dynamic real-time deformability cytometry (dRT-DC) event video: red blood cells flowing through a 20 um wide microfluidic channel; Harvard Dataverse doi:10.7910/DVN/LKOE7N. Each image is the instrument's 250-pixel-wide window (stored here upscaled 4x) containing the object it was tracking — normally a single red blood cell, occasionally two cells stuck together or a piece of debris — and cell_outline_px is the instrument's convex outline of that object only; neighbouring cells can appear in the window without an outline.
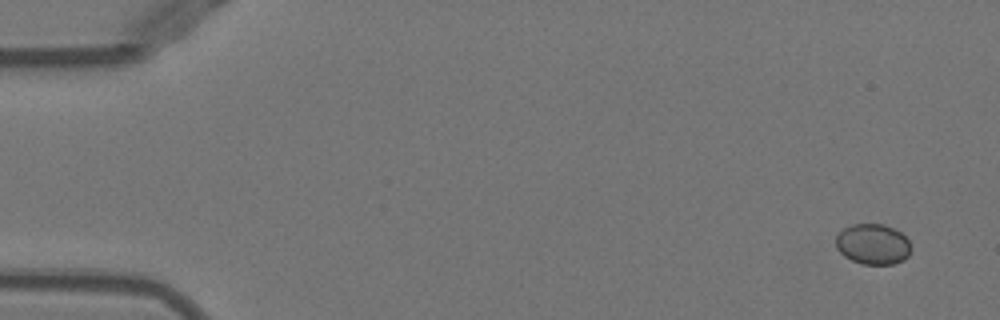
{"species": "Egyptian fruit bat (a non-hibernating species)", "species_latin": "Rousettus aegyptiacus", "temperature_condition": "warm", "stored_images_in_passage": 50, "camera_frame_rate_fps": 3000, "um_per_image_px": 0.085, "animal": {"sex": "female"}, "frame": {"image": 1, "passage_image": 1, "time_ms": 0.0, "image_size_px": [1000, 320], "cell_outline_px": [[912, 248], [908, 256], [904, 260], [892, 264], [860, 264], [844, 256], [836, 248], [836, 236], [844, 228], [852, 224], [884, 224], [900, 232], [908, 240]], "centroid_in_image_um": [74.2, 20.76], "position_along_channel_um": 10.8, "area_um2": 17.8}}
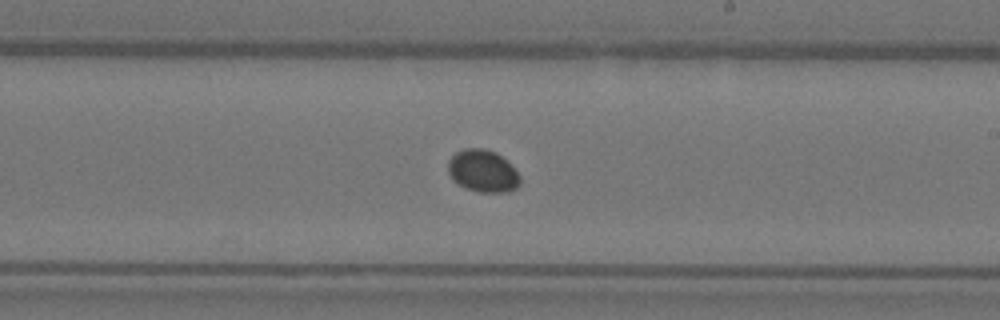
{"frame": {"image": 2, "passage_image": 29, "time_ms": 9.333, "image_size_px": [1000, 320], "cell_outline_px": [[520, 184], [516, 188], [508, 192], [480, 192], [464, 188], [452, 180], [448, 172], [448, 160], [456, 152], [464, 148], [484, 148], [496, 152], [520, 176]], "centroid_in_image_um": [41.0, 14.54], "position_along_channel_um": 248.0, "area_um2": 17.69}}
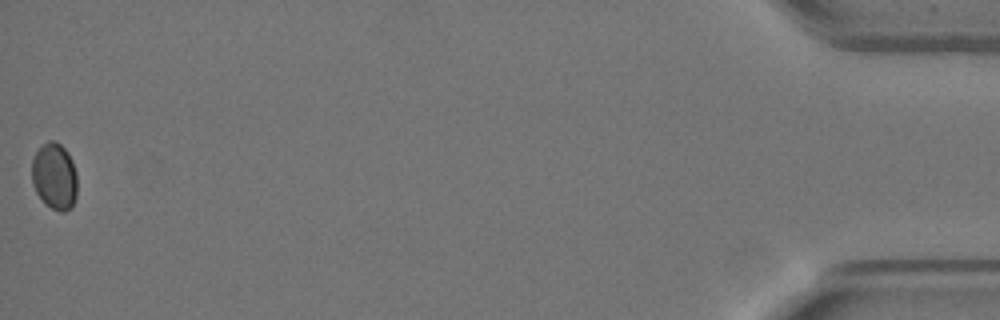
{"frame": {"image": 3, "passage_image": 50, "time_ms": 16.333, "image_size_px": [1000, 320], "cell_outline_px": [[76, 196], [72, 204], [64, 212], [60, 212], [52, 208], [36, 192], [32, 184], [32, 160], [36, 152], [48, 140], [52, 140], [60, 144], [68, 152], [72, 160], [76, 172]], "centroid_in_image_um": [4.63, 14.96], "position_along_channel_um": 430.6, "area_um2": 17.34}}